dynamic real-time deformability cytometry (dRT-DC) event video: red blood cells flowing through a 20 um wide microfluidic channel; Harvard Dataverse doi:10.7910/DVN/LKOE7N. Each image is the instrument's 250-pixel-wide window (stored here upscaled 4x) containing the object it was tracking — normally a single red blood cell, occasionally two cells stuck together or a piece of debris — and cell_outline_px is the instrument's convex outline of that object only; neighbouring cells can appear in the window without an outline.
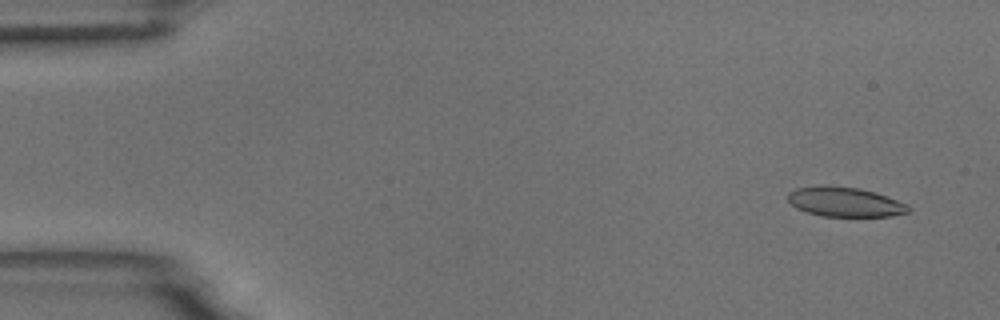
{"species": "common noctule bat (a hibernating species)", "species_latin": "Nyctalus noctula", "temperature_condition": "room temperature", "stored_images_in_passage": 55, "camera_frame_rate_fps": 3000, "um_per_image_px": 0.085, "animal": {"sex": "male", "body_mass_g": 18.8}, "frame": {"image": 1, "passage_image": 4, "time_ms": 1.0, "image_size_px": [1000, 320], "cell_outline_px": [[912, 208], [908, 212], [892, 216], [824, 216], [808, 212], [796, 208], [788, 200], [788, 192], [796, 188], [820, 184], [824, 184], [860, 188], [876, 192], [908, 204]], "centroid_in_image_um": [71.82, 17.14], "position_along_channel_um": 13.2, "area_um2": 21.04}}
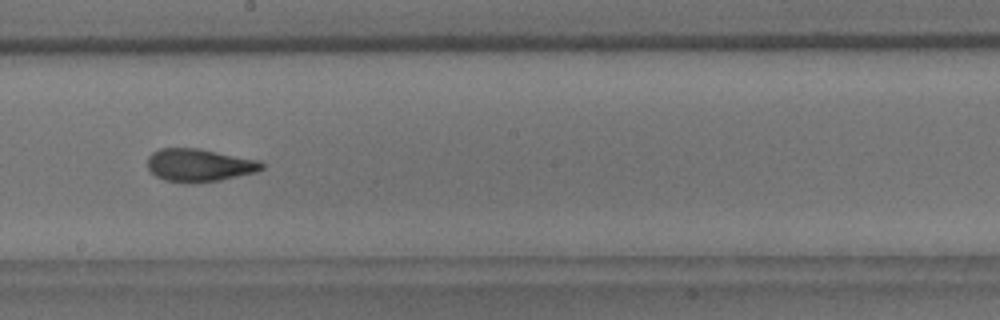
{"frame": {"image": 2, "passage_image": 31, "time_ms": 10.0, "image_size_px": [1000, 320], "cell_outline_px": [[264, 168], [256, 172], [220, 180], [192, 184], [164, 180], [156, 176], [148, 168], [148, 156], [152, 152], [160, 148], [200, 148], [260, 160], [264, 164]], "centroid_in_image_um": [16.95, 14.04], "position_along_channel_um": 231.3, "area_um2": 22.14}}
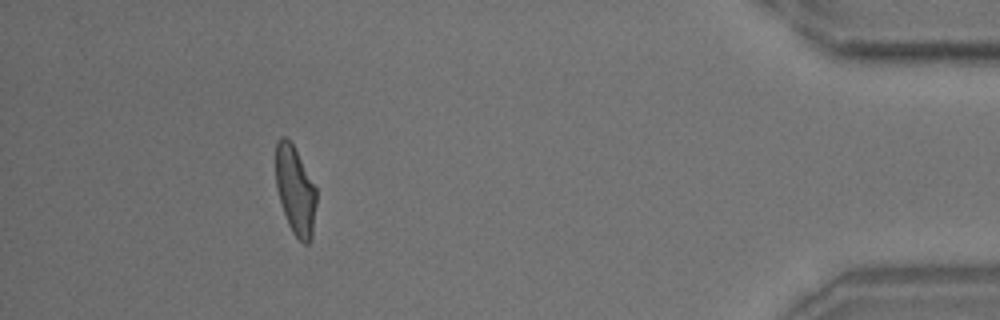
{"frame": {"image": 3, "passage_image": 50, "time_ms": 16.333, "image_size_px": [1000, 320], "cell_outline_px": [[316, 204], [312, 236], [308, 244], [304, 244], [292, 232], [288, 224], [276, 188], [276, 140], [280, 136], [288, 136], [316, 188]], "centroid_in_image_um": [25.09, 16.17], "position_along_channel_um": 410.1, "area_um2": 20.81}, "authors_computed_cell_mechanics": {"area_um2": 21.7328, "velocity_mm_per_s": 3.7087, "shape_relaxation_time_tau1_ms": 5.6088, "shape_relaxation_time_tau2_ms": 1.5493, "deformation_change_tau1": 0.1733, "deformation_change_tau2": 0.082}}